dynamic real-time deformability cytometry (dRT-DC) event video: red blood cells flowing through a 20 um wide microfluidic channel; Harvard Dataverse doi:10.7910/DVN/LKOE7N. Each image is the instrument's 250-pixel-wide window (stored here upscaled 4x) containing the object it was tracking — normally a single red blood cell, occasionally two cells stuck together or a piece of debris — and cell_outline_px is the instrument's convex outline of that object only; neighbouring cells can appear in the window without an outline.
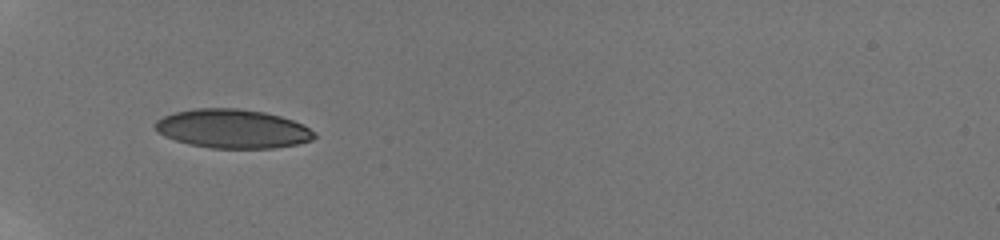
{"species": "human", "species_latin": "Homo sapiens", "temperature_condition": "room temperature", "stored_images_in_passage": 35, "camera_frame_rate_fps": 3000, "um_per_image_px": 0.085, "donor": {"sex": "male"}, "frame": {"image": 1, "passage_image": 1, "time_ms": 0.0, "image_size_px": [1000, 240], "cell_outline_px": [[316, 136], [312, 140], [296, 144], [272, 148], [212, 148], [188, 144], [164, 136], [156, 132], [152, 124], [156, 120], [164, 116], [176, 112], [196, 108], [236, 108], [264, 112], [280, 116], [292, 120], [316, 132]], "centroid_in_image_um": [19.73, 10.94], "position_along_channel_um": 65.3, "area_um2": 36.07}}
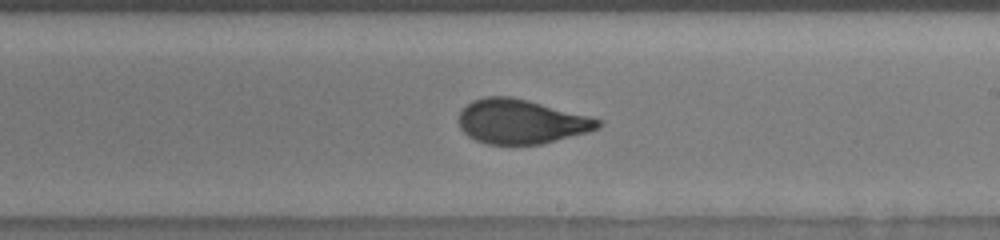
{"frame": {"image": 2, "passage_image": 16, "time_ms": 5.0, "image_size_px": [1000, 240], "cell_outline_px": [[600, 128], [588, 132], [540, 144], [488, 144], [476, 140], [468, 136], [460, 128], [460, 112], [472, 100], [484, 96], [512, 96], [528, 100], [588, 116], [600, 120]], "centroid_in_image_um": [44.27, 10.33], "position_along_channel_um": 244.7, "area_um2": 35.66}}
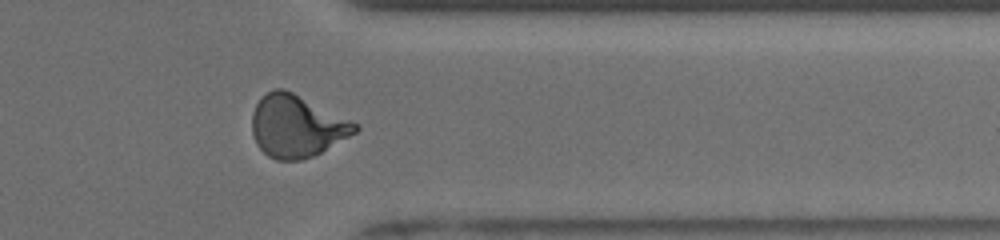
{"frame": {"image": 3, "passage_image": 27, "time_ms": 8.667, "image_size_px": [1000, 240], "cell_outline_px": [[360, 128], [356, 132], [320, 152], [312, 156], [300, 160], [276, 160], [268, 156], [256, 144], [252, 132], [252, 112], [256, 104], [268, 92], [276, 88], [284, 88], [360, 124]], "centroid_in_image_um": [25.21, 10.72], "position_along_channel_um": 386.2, "area_um2": 37.05}, "authors_computed_cell_mechanics": {"area_um2": 36.0672, "velocity_mm_per_s": 3.8925, "shape_relaxation_time_tau1_ms": 5.7275, "shape_relaxation_time_tau2_ms": null, "deformation_change_tau1": 0.2052, "deformation_change_tau2": null}}